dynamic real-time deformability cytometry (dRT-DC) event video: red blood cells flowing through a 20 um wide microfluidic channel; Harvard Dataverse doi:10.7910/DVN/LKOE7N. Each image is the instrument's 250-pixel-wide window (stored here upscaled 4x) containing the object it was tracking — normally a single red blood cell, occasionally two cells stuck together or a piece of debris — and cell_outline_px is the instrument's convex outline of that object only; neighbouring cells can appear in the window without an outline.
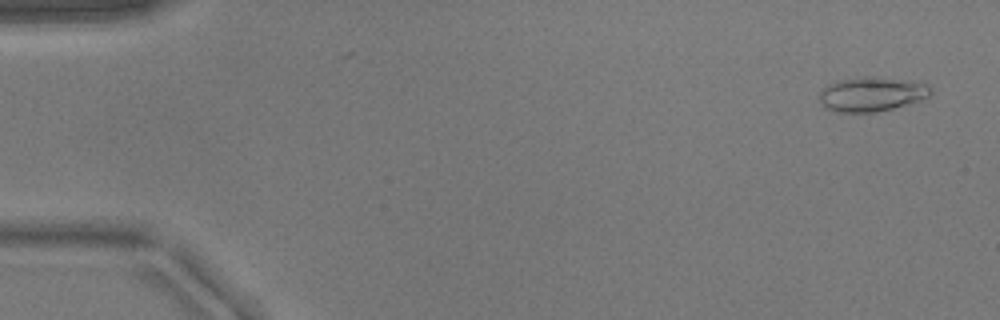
{"species": "common noctule bat (a hibernating species)", "species_latin": "Nyctalus noctula", "temperature_condition": "warm", "stored_images_in_passage": 52, "camera_frame_rate_fps": 3000, "um_per_image_px": 0.085, "animal": {"sex": "male", "body_mass_g": 17.9}, "frame": {"image": 1, "passage_image": 3, "time_ms": 0.667, "image_size_px": [1000, 320], "cell_outline_px": [[932, 92], [928, 96], [920, 100], [892, 108], [876, 112], [836, 112], [824, 108], [820, 100], [820, 88], [836, 80], [864, 76], [928, 84]], "centroid_in_image_um": [74.0, 8.01], "position_along_channel_um": 11.0, "area_um2": 22.02}}
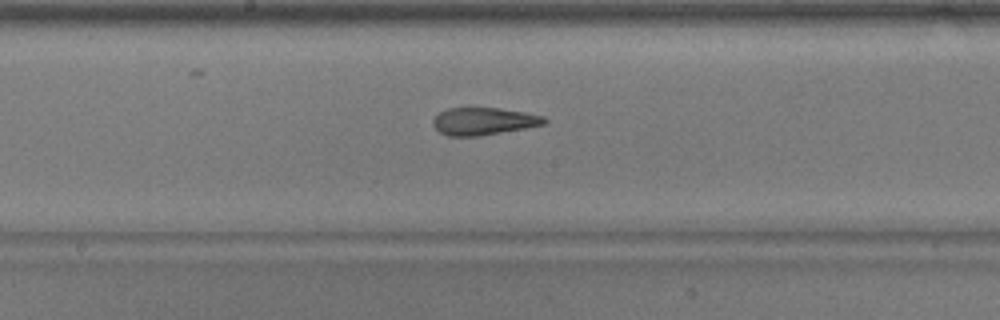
{"frame": {"image": 2, "passage_image": 28, "time_ms": 9.0, "image_size_px": [1000, 320], "cell_outline_px": [[548, 120], [544, 124], [524, 128], [480, 136], [448, 136], [440, 132], [432, 124], [432, 120], [440, 112], [448, 108], [500, 108], [524, 112], [544, 116]], "centroid_in_image_um": [41.1, 10.3], "position_along_channel_um": 207.1, "area_um2": 17.69}}
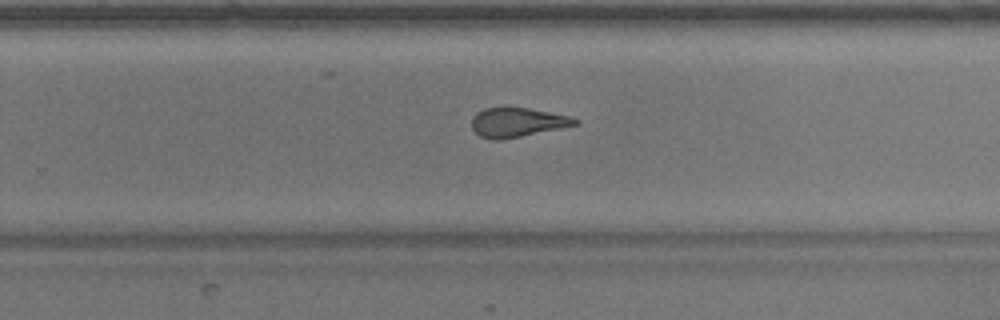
{"frame": {"image": 3, "passage_image": 34, "time_ms": 11.0, "image_size_px": [1000, 320], "cell_outline_px": [[580, 124], [500, 140], [496, 140], [480, 136], [472, 128], [472, 116], [476, 112], [484, 108], [528, 108], [568, 116], [580, 120]], "centroid_in_image_um": [43.95, 10.4], "position_along_channel_um": 285.8, "area_um2": 17.34}}